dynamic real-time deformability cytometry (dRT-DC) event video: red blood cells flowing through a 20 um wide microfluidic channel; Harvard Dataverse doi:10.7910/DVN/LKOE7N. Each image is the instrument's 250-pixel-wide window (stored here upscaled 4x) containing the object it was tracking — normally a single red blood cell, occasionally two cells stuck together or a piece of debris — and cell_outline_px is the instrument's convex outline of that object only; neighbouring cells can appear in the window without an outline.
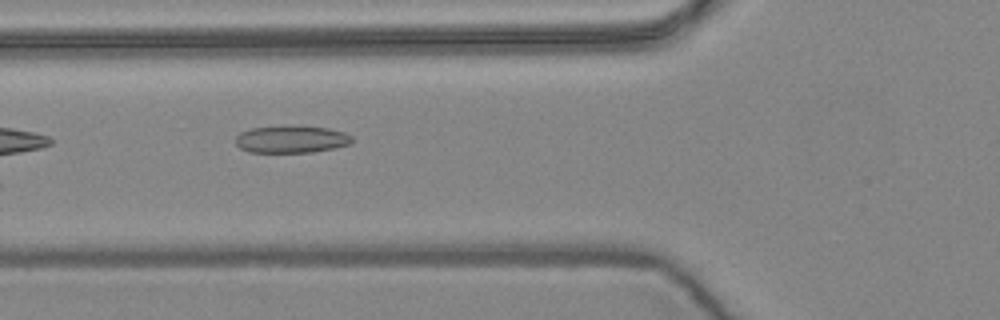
{"species": "common noctule bat (a hibernating species)", "species_latin": "Nyctalus noctula", "temperature_condition": "warm", "stored_images_in_passage": 7, "camera_frame_rate_fps": 3000, "um_per_image_px": 0.085, "animal": {"sex": "female", "body_mass_g": 24.6, "forearm_length_mm": 56.2}, "frame": {"image": 1, "passage_image": 6, "time_ms": 1.667, "image_size_px": [1000, 320], "cell_outline_px": [[352, 144], [336, 148], [312, 152], [248, 152], [240, 148], [236, 144], [236, 136], [240, 132], [252, 128], [328, 128], [344, 132], [352, 136]], "centroid_in_image_um": [24.79, 11.88], "position_along_channel_um": 101.0, "area_um2": 17.86}}
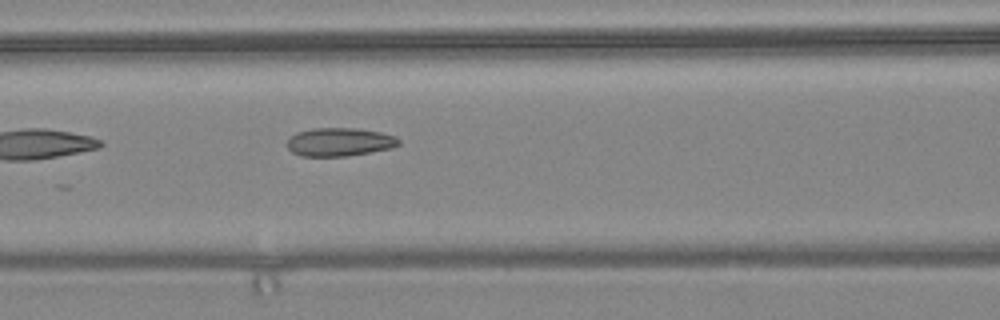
{"frame": {"image": 2, "passage_image": 7, "time_ms": 2.0, "image_size_px": [1000, 320], "cell_outline_px": [[400, 144], [392, 148], [348, 156], [300, 156], [292, 152], [288, 148], [288, 136], [296, 132], [312, 128], [360, 128], [380, 132], [396, 136], [400, 140]], "centroid_in_image_um": [28.85, 12.06], "position_along_channel_um": 137.7, "area_um2": 18.67}}